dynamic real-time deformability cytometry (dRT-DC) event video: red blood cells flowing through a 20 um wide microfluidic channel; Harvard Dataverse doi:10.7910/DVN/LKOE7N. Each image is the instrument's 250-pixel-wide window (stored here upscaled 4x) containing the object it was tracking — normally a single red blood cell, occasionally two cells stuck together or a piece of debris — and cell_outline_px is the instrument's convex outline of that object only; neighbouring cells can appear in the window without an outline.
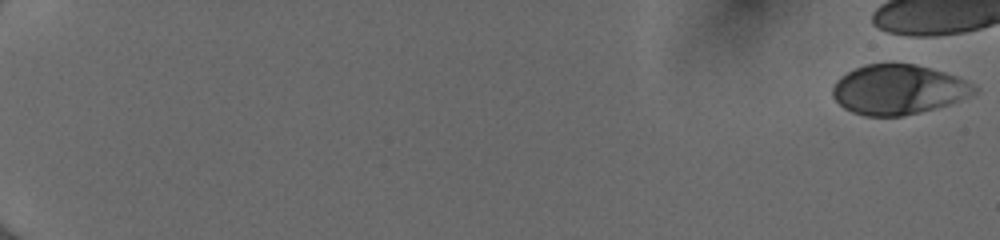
{"species": "human", "species_latin": "Homo sapiens", "temperature_condition": "cold", "stored_images_in_passage": 11, "camera_frame_rate_fps": 3000, "um_per_image_px": 0.085, "donor": {"sex": "female"}, "frame": {"image": 1, "passage_image": 1, "time_ms": 0.0, "image_size_px": [1000, 240], "cell_outline_px": [[980, 88], [976, 92], [968, 96], [948, 104], [920, 112], [900, 116], [864, 116], [852, 112], [844, 108], [832, 96], [832, 88], [836, 80], [840, 76], [864, 64], [916, 64], [944, 72], [956, 76]], "centroid_in_image_um": [76.33, 7.61], "position_along_channel_um": 8.7, "area_um2": 40.81}}